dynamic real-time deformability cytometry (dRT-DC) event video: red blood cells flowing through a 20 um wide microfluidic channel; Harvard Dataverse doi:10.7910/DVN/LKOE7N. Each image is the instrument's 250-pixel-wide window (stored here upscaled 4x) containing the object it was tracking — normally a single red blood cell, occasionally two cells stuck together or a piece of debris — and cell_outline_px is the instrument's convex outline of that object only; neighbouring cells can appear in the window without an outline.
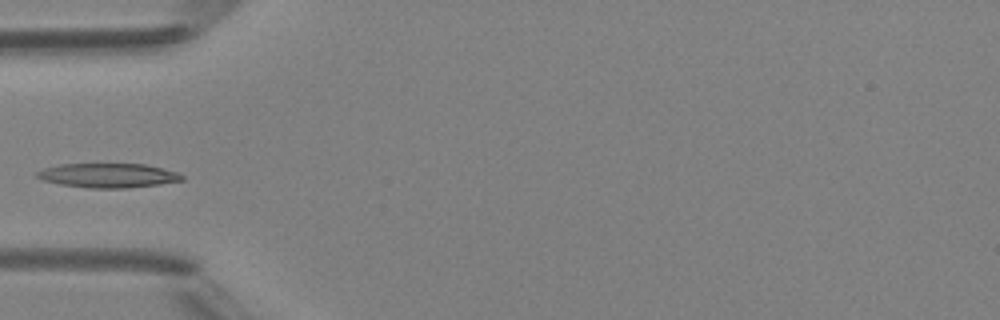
{"species": "Egyptian fruit bat (a non-hibernating species)", "species_latin": "Rousettus aegyptiacus", "temperature_condition": "room temperature", "stored_images_in_passage": 3, "camera_frame_rate_fps": 3000, "um_per_image_px": 0.085, "animal": {"sex": "female"}, "frame": {"image": 1, "passage_image": 3, "time_ms": 2.0, "image_size_px": [1000, 320], "cell_outline_px": [[184, 180], [160, 184], [128, 188], [88, 188], [60, 184], [44, 180], [36, 176], [36, 172], [44, 168], [60, 164], [144, 164], [164, 168], [176, 172], [184, 176]], "centroid_in_image_um": [9.21, 14.91], "position_along_channel_um": 75.8, "area_um2": 20.52}}